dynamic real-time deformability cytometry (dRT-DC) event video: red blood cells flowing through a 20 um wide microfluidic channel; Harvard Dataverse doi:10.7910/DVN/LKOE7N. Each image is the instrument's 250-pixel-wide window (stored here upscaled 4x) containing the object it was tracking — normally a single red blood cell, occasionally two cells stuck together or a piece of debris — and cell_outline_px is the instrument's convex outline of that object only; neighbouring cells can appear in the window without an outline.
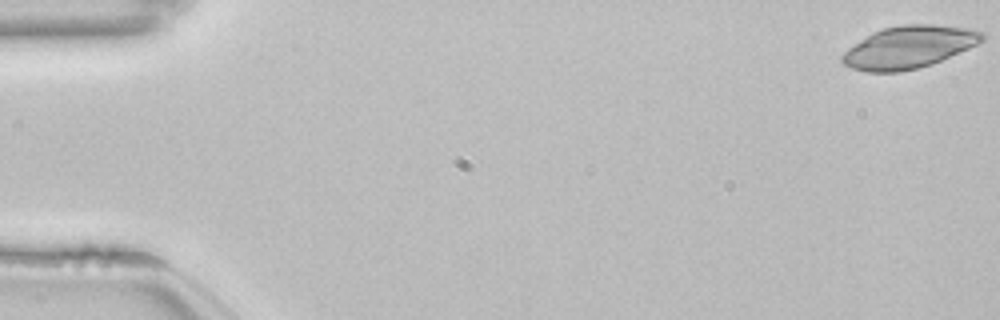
{"species": "common noctule bat (a hibernating species)", "species_latin": "Nyctalus noctula", "temperature_condition": "room temperature", "stored_images_in_passage": 49, "camera_frame_rate_fps": 3000, "um_per_image_px": 0.085, "animal": {"sex": "female", "body_mass_g": 22.7, "forearm_length_mm": 54.2}, "frame": {"image": 1, "passage_image": 1, "time_ms": 0.0, "image_size_px": [1000, 320], "cell_outline_px": [[984, 40], [968, 48], [932, 64], [900, 72], [864, 72], [852, 68], [844, 64], [840, 60], [840, 56], [848, 48], [872, 32], [884, 28], [904, 24], [932, 24], [972, 28], [984, 32]], "centroid_in_image_um": [77.24, 4.0], "position_along_channel_um": 7.8, "area_um2": 34.51}}